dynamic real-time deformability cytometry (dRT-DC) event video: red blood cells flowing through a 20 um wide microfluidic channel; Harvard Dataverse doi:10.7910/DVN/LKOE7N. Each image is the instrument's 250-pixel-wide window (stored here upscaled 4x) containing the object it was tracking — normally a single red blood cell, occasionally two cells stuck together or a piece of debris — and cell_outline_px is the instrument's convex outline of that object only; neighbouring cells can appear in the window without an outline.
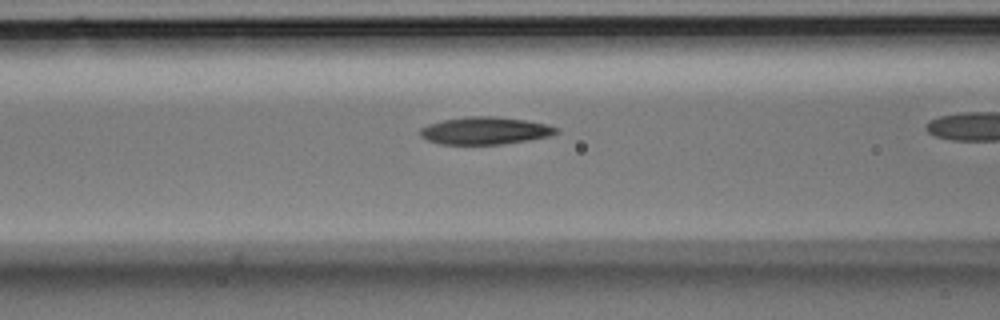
{"species": "Egyptian fruit bat (a non-hibernating species)", "species_latin": "Rousettus aegyptiacus", "temperature_condition": "room temperature", "stored_images_in_passage": 31, "camera_frame_rate_fps": 3000, "um_per_image_px": 0.085, "animal": {"sex": "male"}, "frame": {"image": 1, "passage_image": 14, "time_ms": 4.333, "image_size_px": [1000, 320], "cell_outline_px": [[560, 128], [552, 136], [504, 144], [440, 144], [428, 140], [420, 136], [420, 128], [428, 124], [444, 120], [468, 116], [496, 116], [524, 120], [548, 124]], "centroid_in_image_um": [41.25, 11.11], "position_along_channel_um": 125.3, "area_um2": 21.79}}
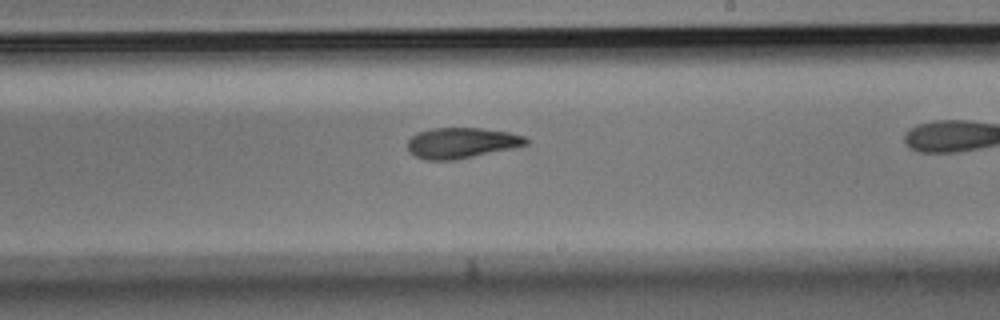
{"frame": {"image": 2, "passage_image": 22, "time_ms": 7.0, "image_size_px": [1000, 320], "cell_outline_px": [[528, 144], [512, 148], [452, 160], [424, 160], [408, 152], [408, 140], [416, 132], [432, 128], [480, 128], [508, 132], [528, 136]], "centroid_in_image_um": [39.21, 12.14], "position_along_channel_um": 249.8, "area_um2": 21.1}}
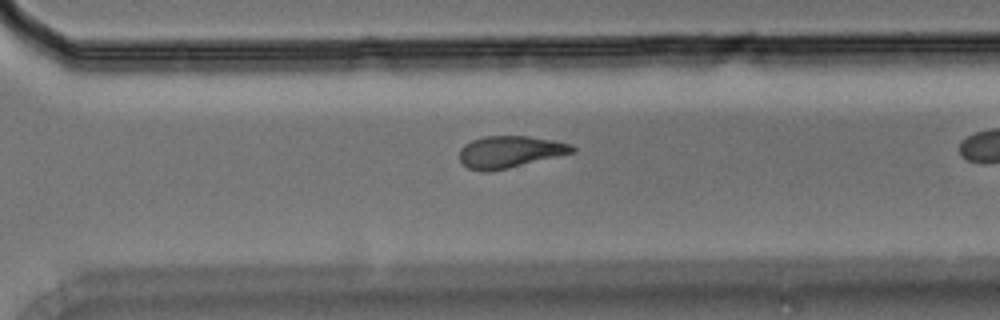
{"frame": {"image": 3, "passage_image": 27, "time_ms": 8.667, "image_size_px": [1000, 320], "cell_outline_px": [[576, 152], [508, 168], [488, 172], [484, 172], [468, 168], [460, 160], [460, 148], [464, 144], [472, 140], [484, 136], [528, 136], [552, 140], [572, 144], [576, 148]], "centroid_in_image_um": [43.35, 12.9], "position_along_channel_um": 327.3, "area_um2": 20.98}}